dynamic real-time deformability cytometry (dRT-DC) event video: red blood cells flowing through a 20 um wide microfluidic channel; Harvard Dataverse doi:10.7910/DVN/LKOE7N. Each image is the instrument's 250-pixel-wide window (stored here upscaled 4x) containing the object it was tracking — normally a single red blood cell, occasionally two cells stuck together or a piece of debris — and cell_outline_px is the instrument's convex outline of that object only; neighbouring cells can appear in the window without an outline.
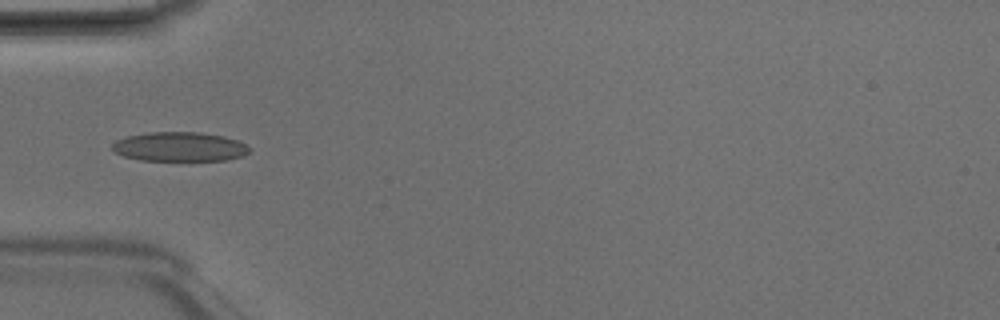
{"species": "Egyptian fruit bat (a non-hibernating species)", "species_latin": "Rousettus aegyptiacus", "temperature_condition": "room temperature", "stored_images_in_passage": 4, "camera_frame_rate_fps": 3000, "um_per_image_px": 0.085, "animal": {"sex": "male"}, "frame": {"image": 1, "passage_image": 3, "time_ms": 0.667, "image_size_px": [1000, 320], "cell_outline_px": [[252, 152], [228, 160], [140, 160], [124, 156], [116, 152], [112, 148], [112, 144], [116, 140], [128, 136], [148, 132], [200, 132], [224, 136], [236, 140], [252, 148]], "centroid_in_image_um": [15.29, 12.47], "position_along_channel_um": 69.7, "area_um2": 23.41}}